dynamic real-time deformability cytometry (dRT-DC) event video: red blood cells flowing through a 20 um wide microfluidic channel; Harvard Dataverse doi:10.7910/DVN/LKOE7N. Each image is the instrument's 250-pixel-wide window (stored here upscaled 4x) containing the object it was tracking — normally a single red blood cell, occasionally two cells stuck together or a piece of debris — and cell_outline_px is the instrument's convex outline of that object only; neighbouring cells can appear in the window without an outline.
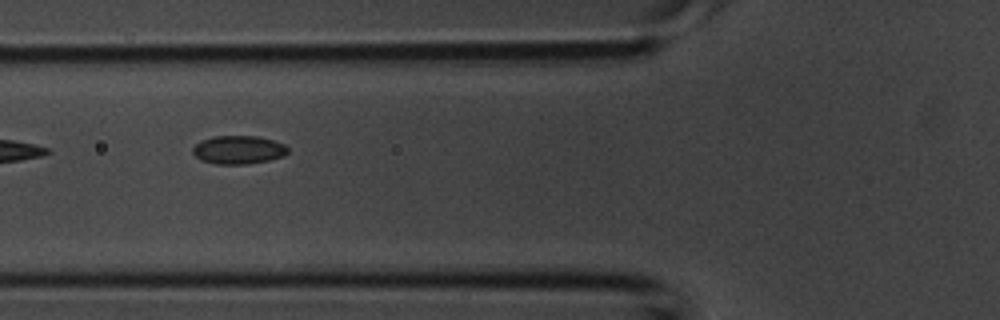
{"species": "common noctule bat (a hibernating species)", "species_latin": "Nyctalus noctula", "temperature_condition": "room temperature", "stored_images_in_passage": 4, "camera_frame_rate_fps": 3000, "um_per_image_px": 0.085, "animal": {"sex": "male", "body_mass_g": 20.1, "forearm_length_mm": 53.5}, "frame": {"image": 1, "passage_image": 4, "time_ms": 1.0, "image_size_px": [1000, 320], "cell_outline_px": [[288, 152], [284, 156], [268, 160], [248, 164], [216, 164], [200, 160], [192, 152], [192, 148], [200, 140], [212, 136], [256, 136], [272, 140], [284, 144], [288, 148]], "centroid_in_image_um": [20.24, 12.73], "position_along_channel_um": 105.6, "area_um2": 15.78}}